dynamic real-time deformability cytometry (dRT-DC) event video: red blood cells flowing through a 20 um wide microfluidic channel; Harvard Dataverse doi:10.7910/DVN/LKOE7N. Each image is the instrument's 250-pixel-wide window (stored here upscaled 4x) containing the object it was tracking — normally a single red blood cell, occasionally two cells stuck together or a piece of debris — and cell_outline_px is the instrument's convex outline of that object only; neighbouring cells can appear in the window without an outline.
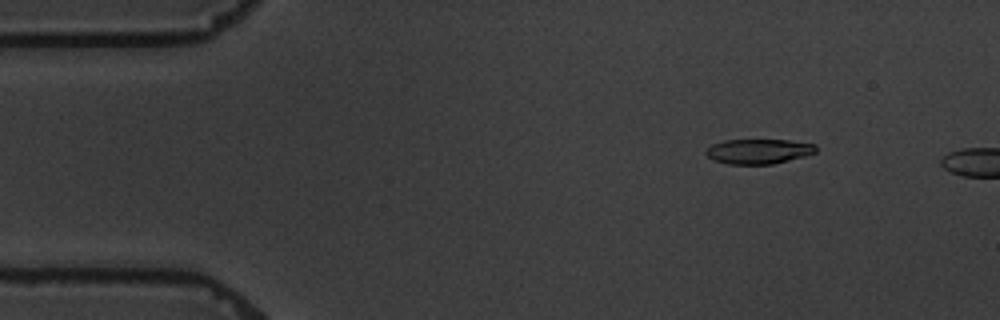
{"species": "common noctule bat (a hibernating species)", "species_latin": "Nyctalus noctula", "temperature_condition": "warm", "stored_images_in_passage": 3, "camera_frame_rate_fps": 3000, "um_per_image_px": 0.085, "animal": {"sex": "male", "body_mass_g": 19.5, "forearm_length_mm": 54.6}, "frame": {"image": 1, "passage_image": 2, "time_ms": 1.0, "image_size_px": [1000, 320], "cell_outline_px": [[816, 152], [804, 156], [772, 164], [728, 164], [712, 160], [704, 152], [712, 144], [724, 140], [788, 140], [816, 144]], "centroid_in_image_um": [64.45, 12.86], "position_along_channel_um": 20.5, "area_um2": 15.9}}